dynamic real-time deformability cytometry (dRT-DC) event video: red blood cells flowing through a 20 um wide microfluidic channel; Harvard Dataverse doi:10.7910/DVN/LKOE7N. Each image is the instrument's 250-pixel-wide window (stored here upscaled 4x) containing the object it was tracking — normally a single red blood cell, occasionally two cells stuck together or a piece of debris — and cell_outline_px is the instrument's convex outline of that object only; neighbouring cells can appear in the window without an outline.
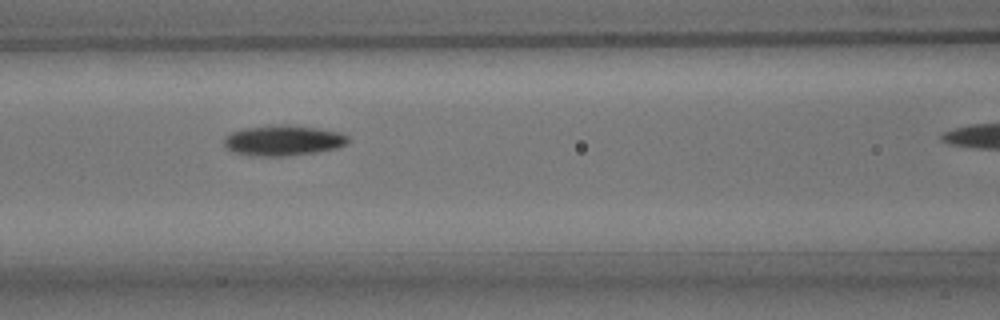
{"species": "common noctule bat (a hibernating species)", "species_latin": "Nyctalus noctula", "temperature_condition": "room temperature", "stored_images_in_passage": 23, "camera_frame_rate_fps": 3000, "um_per_image_px": 0.085, "animal": {"sex": "male", "body_mass_g": 15.6}, "frame": {"image": 1, "passage_image": 7, "time_ms": 2.0, "image_size_px": [1000, 320], "cell_outline_px": [[352, 140], [348, 144], [340, 148], [316, 152], [284, 156], [252, 156], [232, 152], [224, 144], [224, 136], [232, 132], [244, 128], [280, 124], [316, 128], [340, 132], [348, 136]], "centroid_in_image_um": [24.11, 11.95], "position_along_channel_um": 142.5, "area_um2": 22.2}}
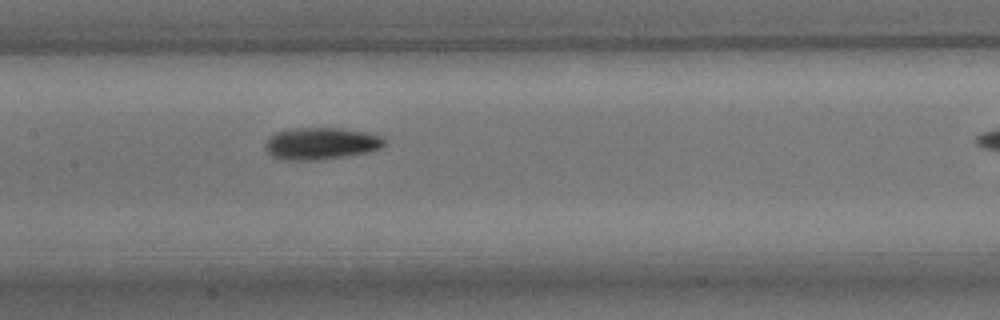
{"frame": {"image": 2, "passage_image": 10, "time_ms": 3.0, "image_size_px": [1000, 320], "cell_outline_px": [[384, 144], [380, 148], [368, 152], [320, 160], [280, 160], [272, 156], [264, 148], [264, 144], [276, 132], [296, 128], [340, 128], [364, 132], [380, 136], [384, 140]], "centroid_in_image_um": [27.25, 12.21], "position_along_channel_um": 180.2, "area_um2": 22.02}}